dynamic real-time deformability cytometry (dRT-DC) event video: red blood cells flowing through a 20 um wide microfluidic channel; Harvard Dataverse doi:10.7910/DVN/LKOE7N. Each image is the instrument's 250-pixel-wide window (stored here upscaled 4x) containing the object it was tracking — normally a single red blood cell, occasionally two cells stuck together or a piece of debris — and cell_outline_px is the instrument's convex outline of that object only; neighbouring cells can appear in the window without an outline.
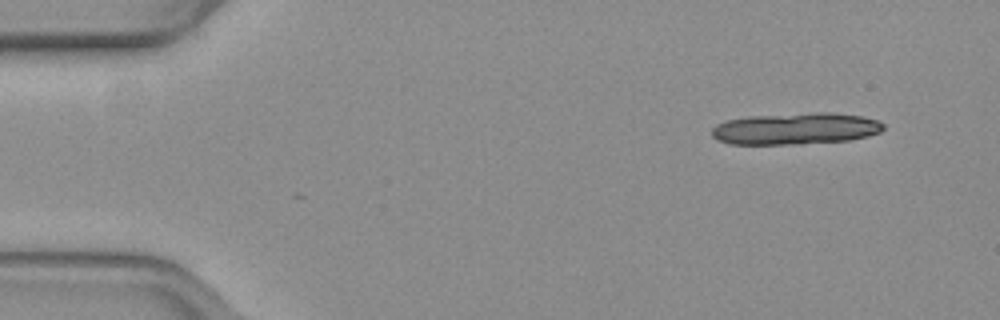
{"species": "common noctule bat (a hibernating species)", "species_latin": "Nyctalus noctula", "temperature_condition": "warm", "stored_images_in_passage": 15, "camera_frame_rate_fps": 3000, "um_per_image_px": 0.085, "animal": {"sex": "female", "body_mass_g": 19.3, "forearm_length_mm": 54.1}, "frame": {"image": 1, "passage_image": 1, "time_ms": 0.0, "image_size_px": [1000, 320], "cell_outline_px": [[884, 128], [880, 132], [868, 136], [848, 140], [800, 144], [728, 144], [716, 140], [712, 136], [712, 128], [716, 124], [724, 120], [748, 116], [816, 112], [832, 112], [860, 116], [880, 120], [884, 124]], "centroid_in_image_um": [67.6, 10.93], "position_along_channel_um": 17.4, "area_um2": 32.02}}